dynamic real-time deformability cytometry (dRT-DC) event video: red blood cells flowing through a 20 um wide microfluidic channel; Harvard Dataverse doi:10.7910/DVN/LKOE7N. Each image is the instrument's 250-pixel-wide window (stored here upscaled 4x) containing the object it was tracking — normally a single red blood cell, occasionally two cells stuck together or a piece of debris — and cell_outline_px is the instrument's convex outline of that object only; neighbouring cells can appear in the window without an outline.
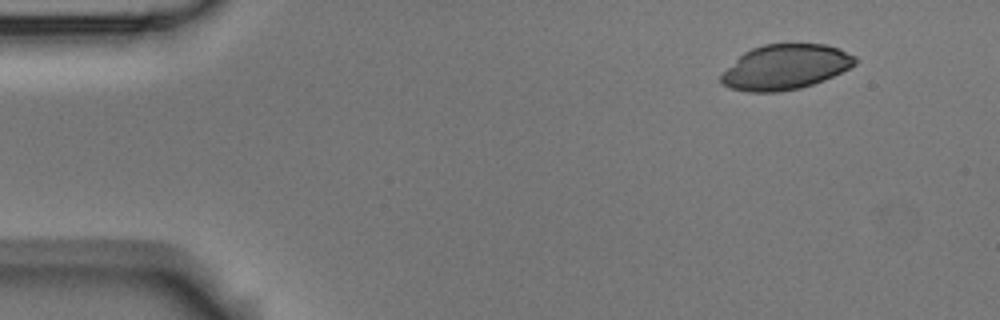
{"species": "Egyptian fruit bat (a non-hibernating species)", "species_latin": "Rousettus aegyptiacus", "temperature_condition": "room temperature", "stored_images_in_passage": 4, "camera_frame_rate_fps": 3000, "um_per_image_px": 0.085, "animal": {"sex": "male"}, "frame": {"image": 1, "passage_image": 1, "time_ms": 0.0, "image_size_px": [1000, 320], "cell_outline_px": [[860, 60], [856, 64], [824, 80], [800, 88], [780, 92], [748, 92], [732, 88], [724, 84], [720, 80], [720, 76], [744, 52], [752, 48], [764, 44], [828, 44], [840, 48], [856, 56]], "centroid_in_image_um": [66.81, 5.69], "position_along_channel_um": 18.2, "area_um2": 35.03}}